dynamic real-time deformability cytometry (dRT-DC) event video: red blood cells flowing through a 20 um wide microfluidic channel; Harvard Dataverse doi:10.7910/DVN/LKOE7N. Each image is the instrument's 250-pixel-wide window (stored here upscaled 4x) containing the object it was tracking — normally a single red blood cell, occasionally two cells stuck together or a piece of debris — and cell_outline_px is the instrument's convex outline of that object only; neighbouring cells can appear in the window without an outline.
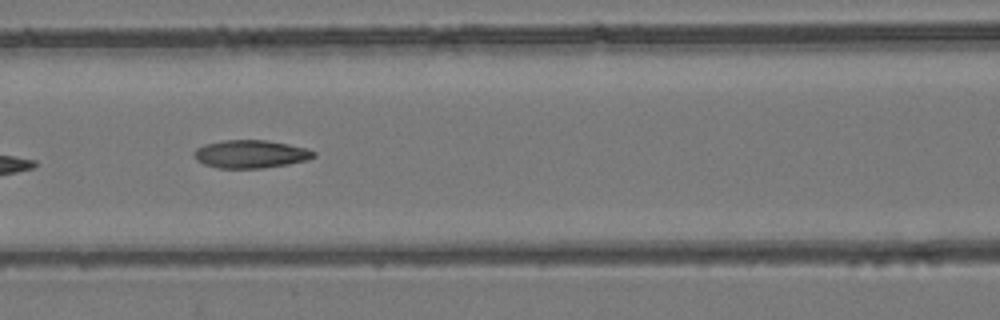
{"species": "common noctule bat (a hibernating species)", "species_latin": "Nyctalus noctula", "temperature_condition": "room temperature", "stored_images_in_passage": 10, "camera_frame_rate_fps": 3000, "um_per_image_px": 0.085, "animal": {"sex": "female", "body_mass_g": 24.6, "forearm_length_mm": 56.2}, "frame": {"image": 1, "passage_image": 7, "time_ms": 7.667, "image_size_px": [1000, 320], "cell_outline_px": [[316, 156], [308, 160], [288, 164], [260, 168], [216, 168], [204, 164], [196, 160], [196, 148], [204, 144], [224, 140], [264, 140], [288, 144], [304, 148], [316, 152]], "centroid_in_image_um": [21.31, 13.1], "position_along_channel_um": 145.3, "area_um2": 19.36}}
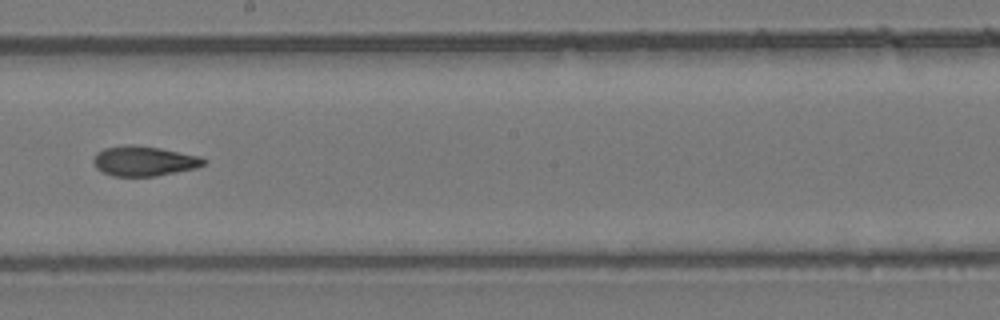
{"frame": {"image": 2, "passage_image": 9, "time_ms": 10.0, "image_size_px": [1000, 320], "cell_outline_px": [[208, 160], [204, 164], [196, 168], [156, 176], [112, 176], [100, 172], [96, 168], [92, 160], [96, 152], [104, 148], [124, 144], [132, 144], [160, 148], [200, 156]], "centroid_in_image_um": [12.2, 13.68], "position_along_channel_um": 236.0, "area_um2": 19.48}}
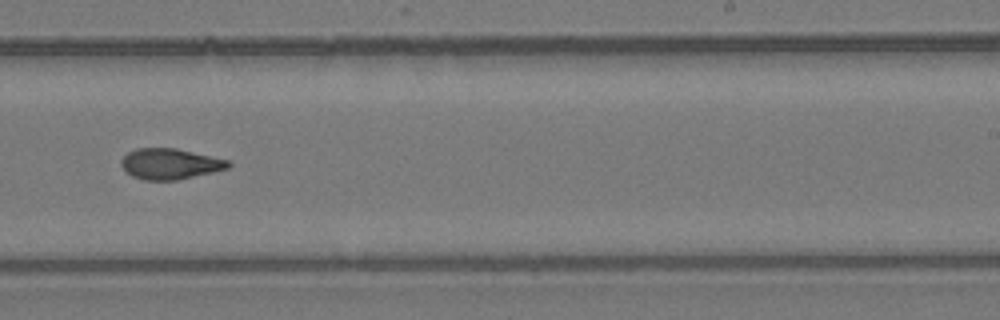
{"frame": {"image": 3, "passage_image": 10, "time_ms": 11.0, "image_size_px": [1000, 320], "cell_outline_px": [[232, 164], [228, 168], [212, 172], [176, 180], [144, 180], [132, 176], [124, 172], [120, 164], [120, 160], [128, 152], [136, 148], [176, 148], [228, 160]], "centroid_in_image_um": [14.4, 13.93], "position_along_channel_um": 274.6, "area_um2": 19.19}}